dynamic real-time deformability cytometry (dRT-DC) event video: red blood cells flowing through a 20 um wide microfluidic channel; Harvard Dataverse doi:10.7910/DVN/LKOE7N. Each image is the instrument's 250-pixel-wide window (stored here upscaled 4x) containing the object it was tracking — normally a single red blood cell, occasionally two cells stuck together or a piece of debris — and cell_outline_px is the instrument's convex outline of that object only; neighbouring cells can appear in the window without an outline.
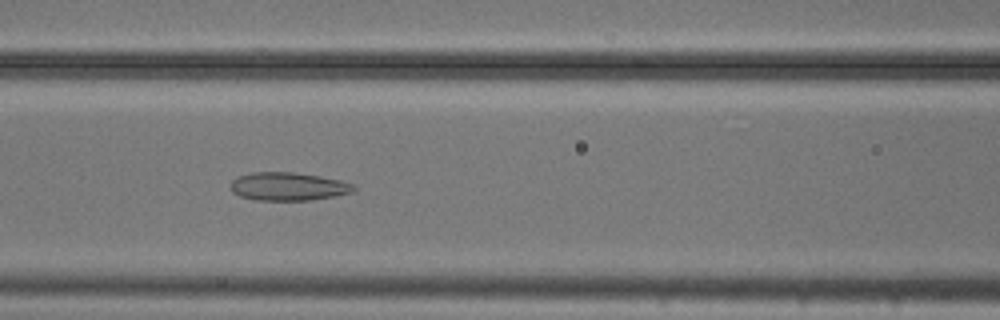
{"species": "common noctule bat (a hibernating species)", "species_latin": "Nyctalus noctula", "temperature_condition": "cold", "stored_images_in_passage": 54, "camera_frame_rate_fps": 3000, "um_per_image_px": 0.085, "animal": {"sex": "male", "body_mass_g": 20.5, "forearm_length_mm": 52.5}, "frame": {"image": 1, "passage_image": 22, "time_ms": 7.0, "image_size_px": [1000, 320], "cell_outline_px": [[356, 188], [352, 192], [312, 200], [256, 200], [240, 196], [232, 192], [232, 180], [236, 176], [252, 172], [292, 172], [340, 180], [352, 184]], "centroid_in_image_um": [24.45, 15.85], "position_along_channel_um": 142.1, "area_um2": 20.0}}
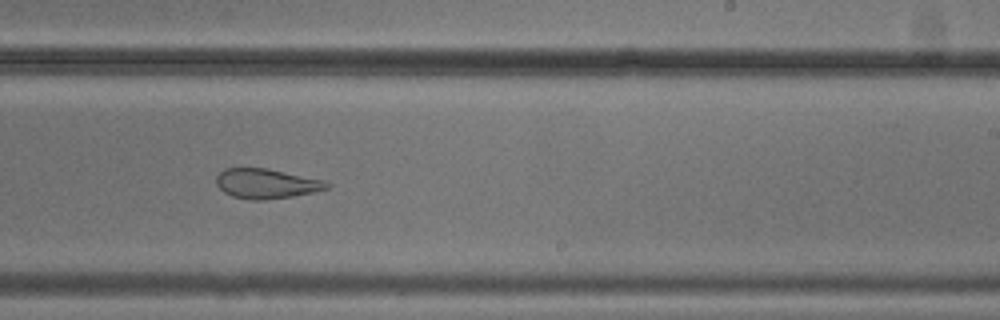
{"frame": {"image": 2, "passage_image": 32, "time_ms": 10.333, "image_size_px": [1000, 320], "cell_outline_px": [[332, 184], [328, 188], [312, 192], [292, 196], [264, 200], [248, 200], [232, 196], [224, 192], [216, 184], [216, 176], [224, 168], [268, 168], [324, 180]], "centroid_in_image_um": [22.63, 15.6], "position_along_channel_um": 266.4, "area_um2": 19.25}}
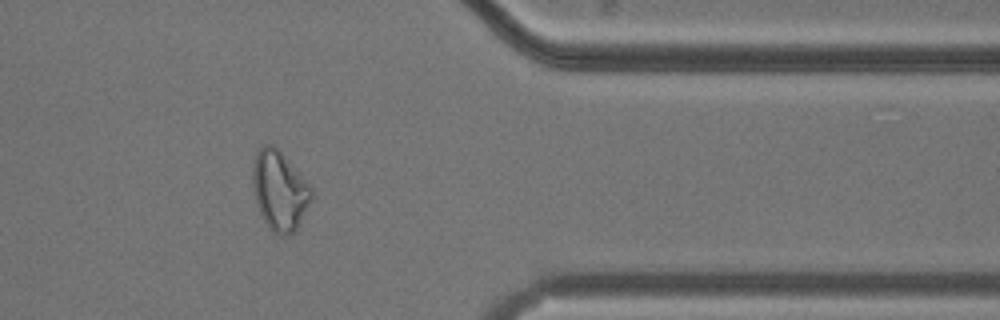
{"frame": {"image": 3, "passage_image": 43, "time_ms": 14.0, "image_size_px": [1000, 320], "cell_outline_px": [[312, 200], [296, 228], [292, 232], [284, 236], [280, 236], [272, 232], [264, 220], [260, 212], [256, 200], [252, 184], [252, 168], [256, 152], [264, 144], [272, 144], [284, 156], [312, 188]], "centroid_in_image_um": [23.74, 16.21], "position_along_channel_um": 387.7, "area_um2": 26.76}, "authors_computed_cell_mechanics": {"area_um2": 26.8481, "velocity_mm_per_s": 3.7371, "shape_relaxation_time_tau1_ms": null, "shape_relaxation_time_tau2_ms": 2.9031, "deformation_change_tau1": null, "deformation_change_tau2": 0.1209}}